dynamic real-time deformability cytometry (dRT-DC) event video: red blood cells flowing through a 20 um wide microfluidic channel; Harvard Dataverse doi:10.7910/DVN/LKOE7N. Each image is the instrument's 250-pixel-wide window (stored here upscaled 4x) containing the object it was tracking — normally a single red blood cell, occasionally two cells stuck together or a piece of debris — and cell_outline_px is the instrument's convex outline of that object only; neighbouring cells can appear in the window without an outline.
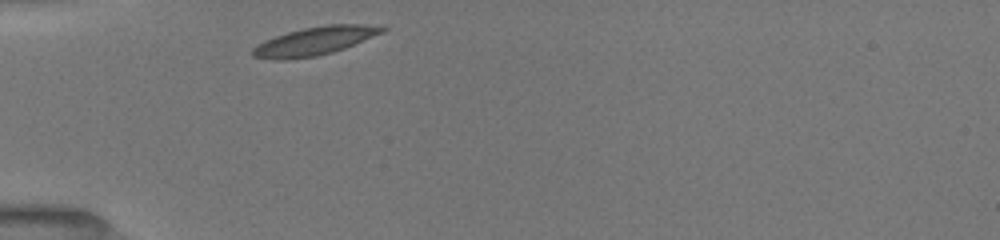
{"species": "common noctule bat (a hibernating species)", "species_latin": "Nyctalus noctula", "temperature_condition": "room temperature", "stored_images_in_passage": 41, "camera_frame_rate_fps": 3000, "um_per_image_px": 0.085, "animal": {"sex": "female", "body_mass_g": 19.5, "forearm_length_mm": 54.1}, "frame": {"image": 1, "passage_image": 1, "time_ms": 0.0, "image_size_px": [1000, 240], "cell_outline_px": [[388, 28], [384, 32], [344, 48], [332, 52], [316, 56], [284, 60], [272, 60], [252, 56], [252, 48], [256, 44], [264, 40], [288, 32], [304, 28], [328, 24], [384, 24]], "centroid_in_image_um": [26.78, 3.47], "position_along_channel_um": 58.2, "area_um2": 21.56}}
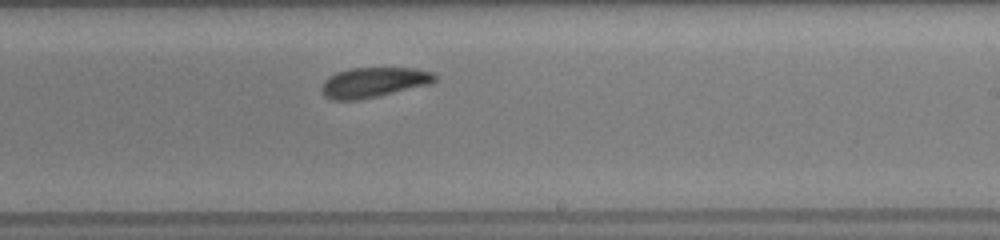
{"frame": {"image": 2, "passage_image": 22, "time_ms": 5.333, "image_size_px": [1000, 240], "cell_outline_px": [[436, 80], [432, 84], [360, 100], [332, 100], [324, 96], [320, 92], [320, 88], [324, 80], [328, 76], [336, 72], [352, 68], [416, 68], [432, 72], [436, 76]], "centroid_in_image_um": [31.73, 7.01], "position_along_channel_um": 257.3, "area_um2": 20.11}}
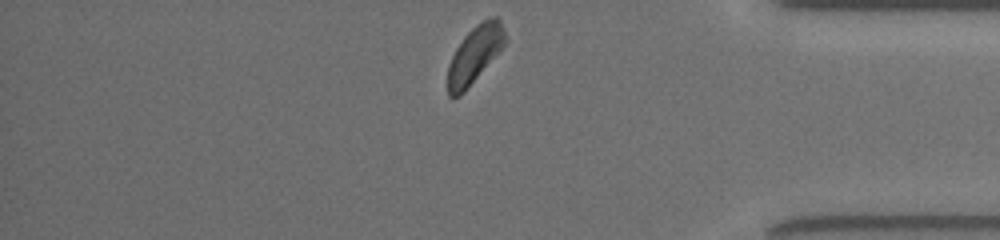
{"frame": {"image": 3, "passage_image": 41, "time_ms": 9.333, "image_size_px": [1000, 240], "cell_outline_px": [[508, 40], [464, 92], [460, 96], [452, 100], [448, 96], [448, 64], [456, 48], [464, 36], [480, 20], [492, 16], [496, 16], [500, 20]], "centroid_in_image_um": [40.34, 4.62], "position_along_channel_um": 394.9, "area_um2": 19.02}, "authors_computed_cell_mechanics": {"area_um2": 20.1144, "velocity_mm_per_s": 3.9306, "shape_relaxation_time_tau1_ms": 1.5456, "shape_relaxation_time_tau2_ms": 4.2857, "deformation_change_tau1": 0.0868, "deformation_change_tau2": 0.0888}}